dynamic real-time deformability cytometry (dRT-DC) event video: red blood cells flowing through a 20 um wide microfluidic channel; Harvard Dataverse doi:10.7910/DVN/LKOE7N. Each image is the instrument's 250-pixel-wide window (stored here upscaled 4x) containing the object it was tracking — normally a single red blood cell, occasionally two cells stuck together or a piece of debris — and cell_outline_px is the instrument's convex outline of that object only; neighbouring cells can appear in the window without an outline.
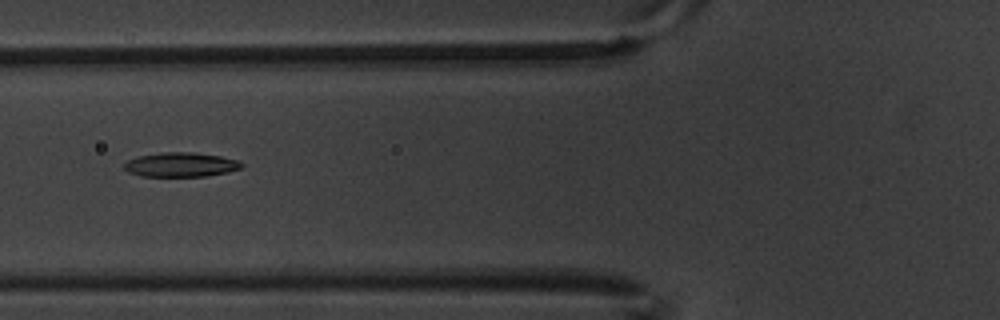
{"species": "common noctule bat (a hibernating species)", "species_latin": "Nyctalus noctula", "temperature_condition": "warm", "stored_images_in_passage": 6, "camera_frame_rate_fps": 3000, "um_per_image_px": 0.085, "animal": {"sex": "male", "body_mass_g": 20.1, "forearm_length_mm": 53.5}, "frame": {"image": 1, "passage_image": 6, "time_ms": 1.667, "image_size_px": [1000, 320], "cell_outline_px": [[244, 168], [228, 172], [204, 176], [140, 176], [128, 172], [124, 168], [124, 164], [128, 160], [140, 156], [160, 152], [192, 152], [220, 156], [240, 160], [244, 164]], "centroid_in_image_um": [15.41, 13.99], "position_along_channel_um": 110.4, "area_um2": 16.76}}